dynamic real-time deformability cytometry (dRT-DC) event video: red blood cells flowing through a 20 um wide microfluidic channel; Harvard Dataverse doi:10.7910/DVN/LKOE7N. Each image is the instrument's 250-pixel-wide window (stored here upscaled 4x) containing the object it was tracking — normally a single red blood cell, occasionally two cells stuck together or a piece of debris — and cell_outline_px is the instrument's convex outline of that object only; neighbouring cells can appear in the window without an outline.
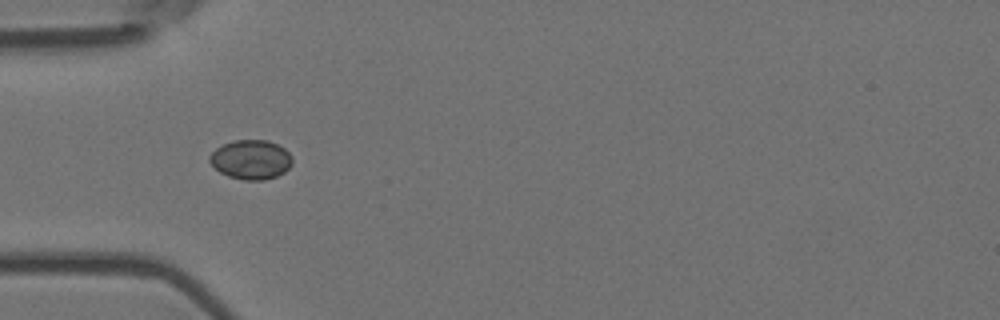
{"species": "Egyptian fruit bat (a non-hibernating species)", "species_latin": "Rousettus aegyptiacus", "temperature_condition": "room temperature", "stored_images_in_passage": 39, "camera_frame_rate_fps": 3000, "um_per_image_px": 0.085, "animal": {"sex": "female"}, "frame": {"image": 1, "passage_image": 1, "time_ms": 0.0, "image_size_px": [1000, 320], "cell_outline_px": [[292, 164], [284, 172], [276, 176], [264, 180], [244, 180], [228, 176], [220, 172], [208, 160], [208, 156], [216, 148], [224, 144], [236, 140], [268, 140], [284, 148], [292, 156]], "centroid_in_image_um": [21.33, 13.56], "position_along_channel_um": 63.7, "area_um2": 18.9}}
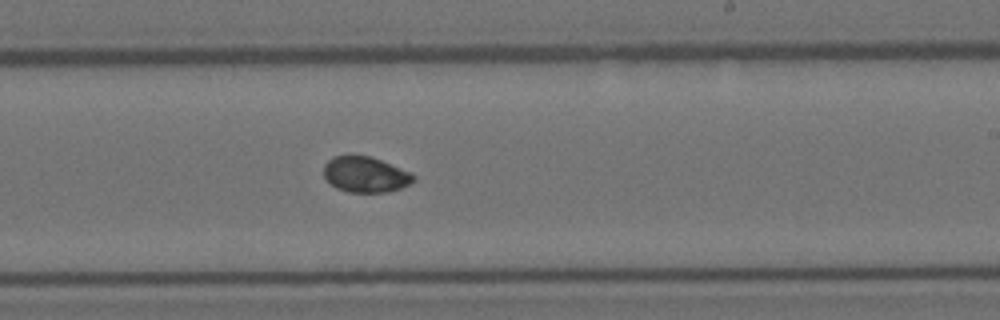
{"frame": {"image": 2, "passage_image": 17, "time_ms": 5.333, "image_size_px": [1000, 320], "cell_outline_px": [[416, 180], [400, 188], [388, 192], [348, 192], [336, 188], [324, 176], [324, 164], [332, 156], [352, 152], [368, 156], [380, 160], [412, 172], [416, 176]], "centroid_in_image_um": [31.04, 14.79], "position_along_channel_um": 258.0, "area_um2": 19.07}}
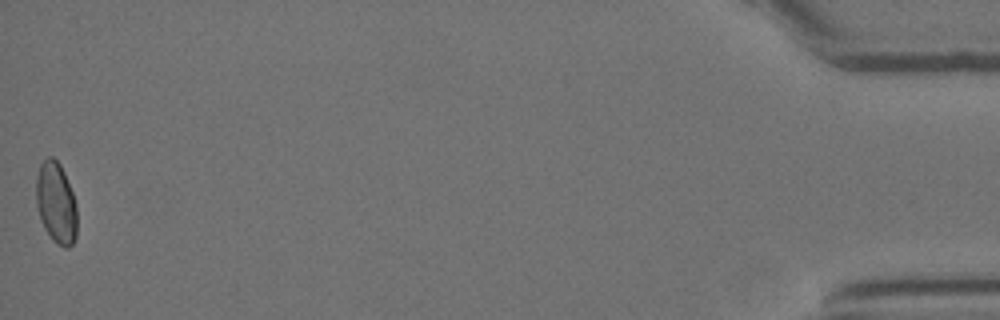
{"frame": {"image": 3, "passage_image": 39, "time_ms": 12.667, "image_size_px": [1000, 320], "cell_outline_px": [[76, 236], [72, 244], [68, 248], [64, 248], [56, 244], [52, 240], [44, 228], [40, 220], [36, 204], [36, 176], [40, 164], [48, 156], [52, 156], [60, 164], [64, 172], [72, 192], [76, 204]], "centroid_in_image_um": [4.75, 17.26], "position_along_channel_um": 430.4, "area_um2": 19.54}, "authors_computed_cell_mechanics": {"area_um2": 19.0162, "velocity_mm_per_s": 3.6587, "shape_relaxation_time_tau1_ms": null, "shape_relaxation_time_tau2_ms": 1.8218, "deformation_change_tau1": null, "deformation_change_tau2": 0.034}}